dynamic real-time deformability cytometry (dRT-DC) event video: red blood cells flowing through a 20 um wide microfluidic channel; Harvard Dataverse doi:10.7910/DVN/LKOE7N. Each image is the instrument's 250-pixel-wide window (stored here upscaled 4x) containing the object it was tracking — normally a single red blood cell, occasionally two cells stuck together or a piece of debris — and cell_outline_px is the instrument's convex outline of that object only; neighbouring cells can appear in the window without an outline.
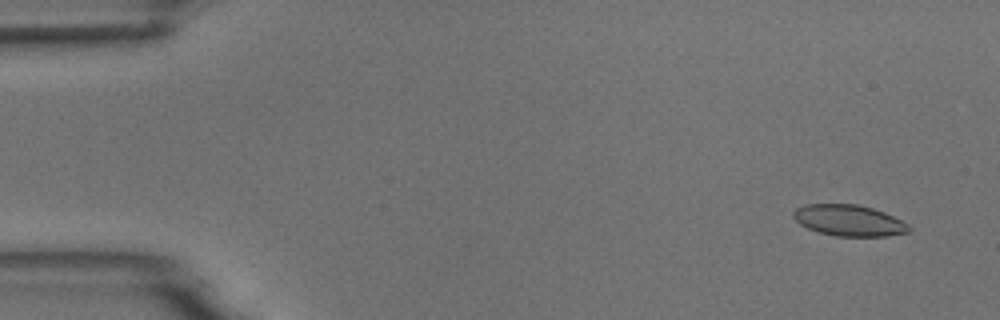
{"species": "common noctule bat (a hibernating species)", "species_latin": "Nyctalus noctula", "temperature_condition": "room temperature", "stored_images_in_passage": 56, "camera_frame_rate_fps": 3000, "um_per_image_px": 0.085, "animal": {"sex": "male", "body_mass_g": 18.8}, "frame": {"image": 1, "passage_image": 4, "time_ms": 1.0, "image_size_px": [1000, 320], "cell_outline_px": [[912, 232], [888, 236], [836, 236], [820, 232], [808, 228], [800, 224], [792, 216], [792, 212], [796, 208], [804, 204], [856, 204], [872, 208], [884, 212], [908, 224], [912, 228]], "centroid_in_image_um": [72.17, 18.74], "position_along_channel_um": 12.8, "area_um2": 21.04}}
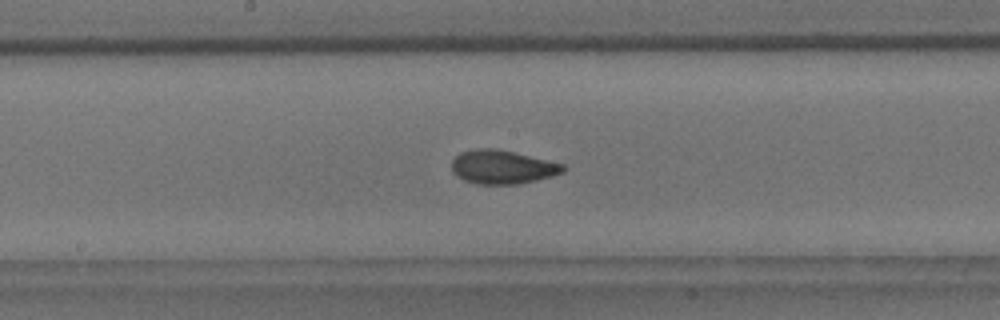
{"frame": {"image": 2, "passage_image": 29, "time_ms": 9.333, "image_size_px": [1000, 320], "cell_outline_px": [[568, 168], [564, 172], [552, 176], [536, 180], [516, 184], [476, 184], [464, 180], [456, 176], [452, 172], [452, 160], [460, 152], [476, 148], [496, 148], [564, 164]], "centroid_in_image_um": [42.69, 14.2], "position_along_channel_um": 205.5, "area_um2": 21.96}}
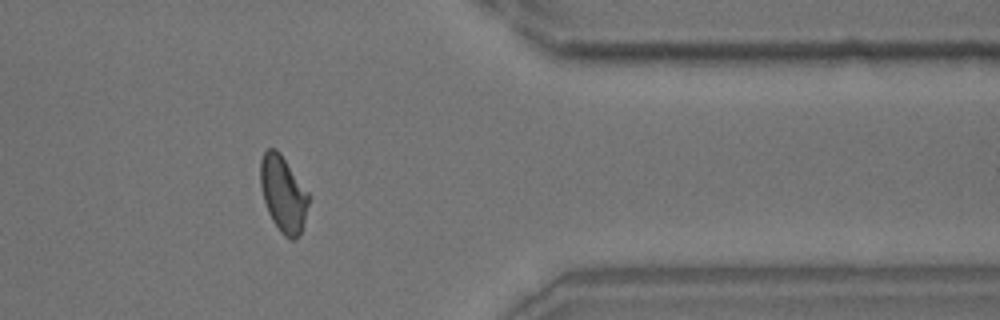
{"frame": {"image": 3, "passage_image": 45, "time_ms": 14.667, "image_size_px": [1000, 320], "cell_outline_px": [[312, 196], [300, 232], [296, 240], [292, 240], [284, 236], [280, 232], [272, 220], [268, 212], [260, 188], [260, 160], [264, 152], [268, 148], [276, 148], [280, 152]], "centroid_in_image_um": [24.09, 16.47], "position_along_channel_um": 387.3, "area_um2": 21.73}, "authors_computed_cell_mechanics": {"area_um2": 21.2704, "velocity_mm_per_s": 3.7211, "shape_relaxation_time_tau1_ms": 4.6985, "shape_relaxation_time_tau2_ms": 1.1839, "deformation_change_tau1": 0.1311, "deformation_change_tau2": 0.0644}}